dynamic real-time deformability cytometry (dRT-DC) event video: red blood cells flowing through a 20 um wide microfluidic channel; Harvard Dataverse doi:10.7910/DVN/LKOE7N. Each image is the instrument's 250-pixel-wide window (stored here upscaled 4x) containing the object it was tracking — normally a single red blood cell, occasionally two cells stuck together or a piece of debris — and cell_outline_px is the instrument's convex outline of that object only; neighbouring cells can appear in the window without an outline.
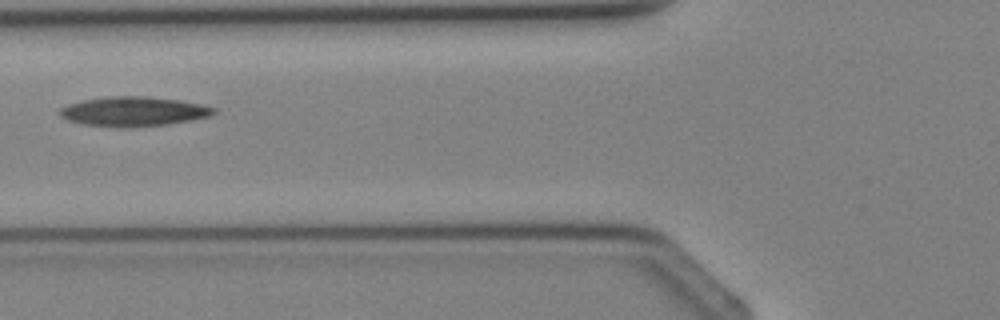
{"species": "Egyptian fruit bat (a non-hibernating species)", "species_latin": "Rousettus aegyptiacus", "temperature_condition": "cold", "stored_images_in_passage": 3, "camera_frame_rate_fps": 3000, "um_per_image_px": 0.085, "animal": {"sex": "female"}, "frame": {"image": 1, "passage_image": 3, "time_ms": 2.667, "image_size_px": [1000, 320], "cell_outline_px": [[216, 112], [208, 116], [192, 120], [168, 124], [132, 128], [116, 128], [80, 124], [68, 120], [60, 116], [60, 108], [68, 104], [84, 100], [108, 96], [144, 96], [180, 100], [200, 104], [216, 108]], "centroid_in_image_um": [11.33, 9.49], "position_along_channel_um": 114.5, "area_um2": 26.76}}